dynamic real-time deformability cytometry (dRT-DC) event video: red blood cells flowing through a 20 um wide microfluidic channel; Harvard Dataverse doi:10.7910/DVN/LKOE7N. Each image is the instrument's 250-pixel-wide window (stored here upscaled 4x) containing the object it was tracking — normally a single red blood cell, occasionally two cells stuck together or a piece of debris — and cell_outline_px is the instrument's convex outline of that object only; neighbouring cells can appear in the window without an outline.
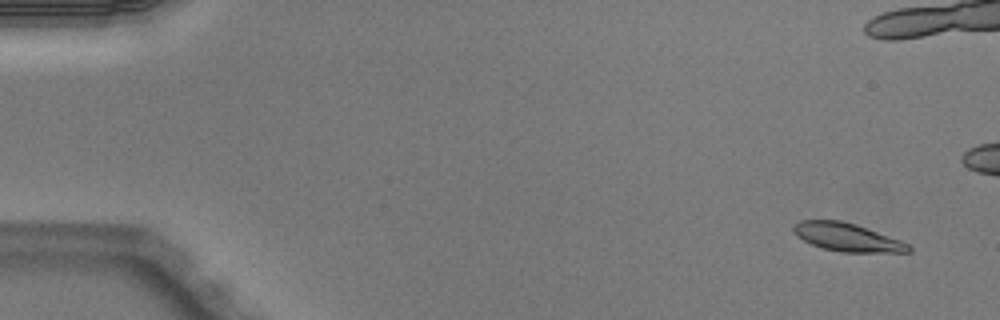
{"species": "Egyptian fruit bat (a non-hibernating species)", "species_latin": "Rousettus aegyptiacus", "temperature_condition": "warm", "stored_images_in_passage": 11, "camera_frame_rate_fps": 3000, "um_per_image_px": 0.085, "animal": {"sex": "male"}, "frame": {"image": 1, "passage_image": 4, "time_ms": 1.0, "image_size_px": [1000, 320], "cell_outline_px": [[912, 252], [840, 252], [824, 248], [812, 244], [796, 236], [792, 228], [800, 220], [840, 220], [900, 240], [908, 244], [912, 248]], "centroid_in_image_um": [71.99, 20.18], "position_along_channel_um": 13.0, "area_um2": 18.44}}